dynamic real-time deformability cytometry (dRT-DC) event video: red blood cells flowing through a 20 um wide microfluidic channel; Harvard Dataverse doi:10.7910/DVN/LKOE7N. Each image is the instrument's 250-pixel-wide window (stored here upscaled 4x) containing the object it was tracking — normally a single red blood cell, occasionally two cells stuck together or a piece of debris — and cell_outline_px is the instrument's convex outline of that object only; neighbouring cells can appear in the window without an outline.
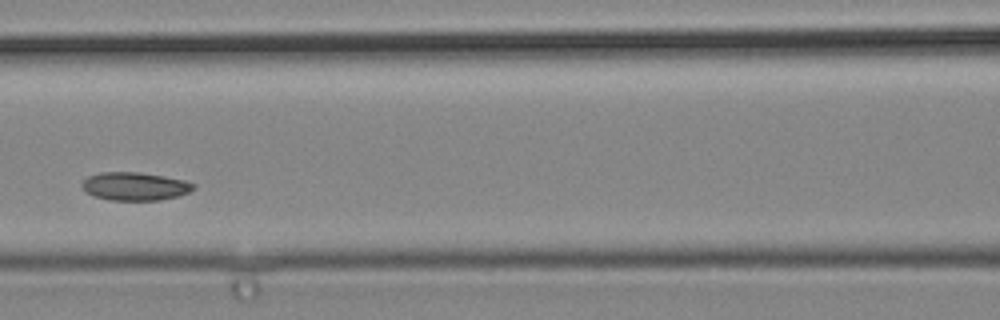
{"species": "common noctule bat (a hibernating species)", "species_latin": "Nyctalus noctula", "temperature_condition": "cold", "stored_images_in_passage": 42, "camera_frame_rate_fps": 3000, "um_per_image_px": 0.085, "animal": {"sex": "male", "body_mass_g": 19.2, "forearm_length_mm": 51.8}, "frame": {"image": 1, "passage_image": 19, "time_ms": 6.0, "image_size_px": [1000, 320], "cell_outline_px": [[196, 188], [188, 192], [176, 196], [160, 200], [108, 200], [92, 196], [84, 192], [80, 184], [88, 176], [100, 172], [140, 172], [164, 176], [184, 180], [196, 184]], "centroid_in_image_um": [11.43, 15.83], "position_along_channel_um": 155.2, "area_um2": 18.5}}
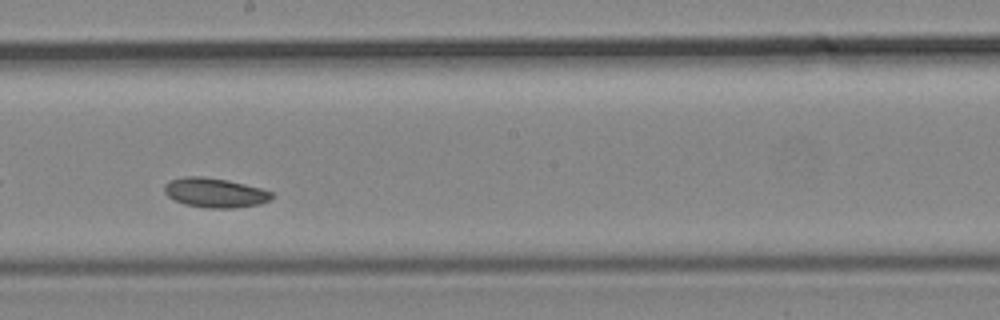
{"frame": {"image": 2, "passage_image": 24, "time_ms": 7.667, "image_size_px": [1000, 320], "cell_outline_px": [[272, 196], [268, 200], [260, 204], [232, 208], [208, 208], [184, 204], [168, 196], [164, 192], [164, 184], [168, 180], [184, 176], [200, 176], [228, 180], [260, 188], [272, 192]], "centroid_in_image_um": [18.22, 16.37], "position_along_channel_um": 230.0, "area_um2": 18.38}}